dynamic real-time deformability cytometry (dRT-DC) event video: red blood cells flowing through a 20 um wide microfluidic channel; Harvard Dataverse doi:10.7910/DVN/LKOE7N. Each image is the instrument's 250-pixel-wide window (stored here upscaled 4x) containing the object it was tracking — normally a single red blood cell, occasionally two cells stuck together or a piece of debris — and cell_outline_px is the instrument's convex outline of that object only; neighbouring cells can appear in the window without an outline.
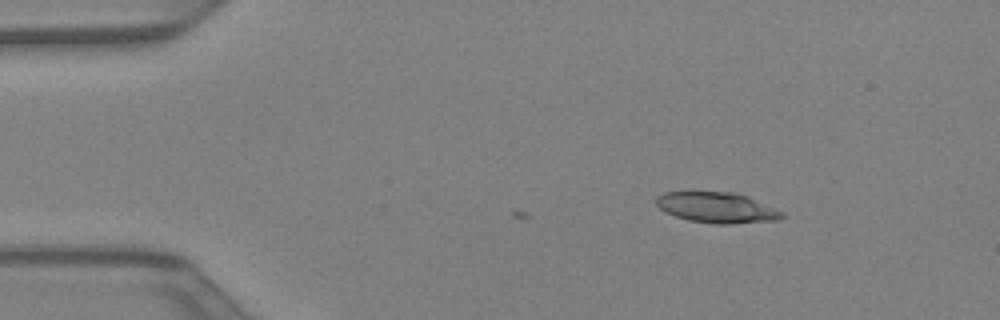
{"species": "Egyptian fruit bat (a non-hibernating species)", "species_latin": "Rousettus aegyptiacus", "temperature_condition": "warm", "stored_images_in_passage": 6, "camera_frame_rate_fps": 3000, "um_per_image_px": 0.085, "animal": {"sex": "female"}, "frame": {"image": 1, "passage_image": 6, "time_ms": 1.667, "image_size_px": [1000, 320], "cell_outline_px": [[784, 216], [780, 220], [728, 224], [716, 224], [688, 220], [664, 212], [656, 204], [656, 196], [664, 192], [732, 192], [748, 196], [784, 212]], "centroid_in_image_um": [60.94, 17.65], "position_along_channel_um": 24.1, "area_um2": 22.48}}